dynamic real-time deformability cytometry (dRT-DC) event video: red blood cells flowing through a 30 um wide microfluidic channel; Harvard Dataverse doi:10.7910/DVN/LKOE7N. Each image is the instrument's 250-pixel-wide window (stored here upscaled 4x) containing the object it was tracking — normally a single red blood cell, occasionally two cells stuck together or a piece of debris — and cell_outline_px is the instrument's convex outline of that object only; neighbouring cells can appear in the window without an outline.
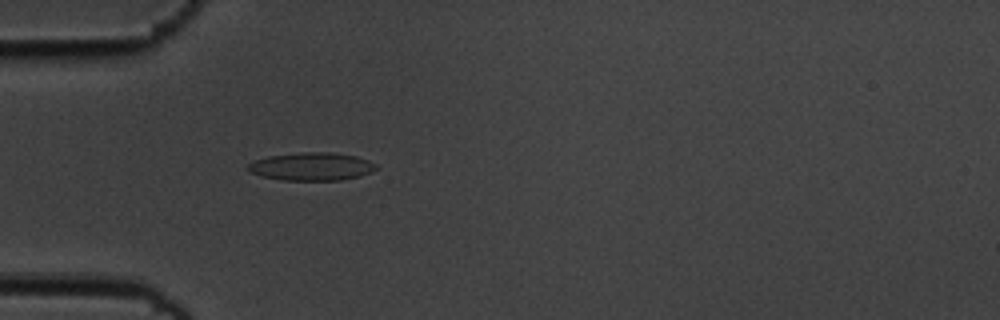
{"species": "common noctule bat (a hibernating species)", "species_latin": "Nyctalus noctula", "temperature_condition": "cold", "stored_images_in_passage": 55, "camera_frame_rate_fps": 3000, "um_per_image_px": 0.085, "animal": {"sex": "male", "body_mass_g": 19.5, "forearm_length_mm": 54.6}, "frame": {"image": 1, "passage_image": 16, "time_ms": 5.0, "image_size_px": [1000, 320], "cell_outline_px": [[376, 168], [372, 172], [360, 176], [340, 180], [284, 180], [264, 176], [252, 172], [248, 168], [248, 164], [256, 160], [268, 156], [304, 152], [332, 152], [356, 156], [368, 160], [376, 164]], "centroid_in_image_um": [26.54, 14.15], "position_along_channel_um": 58.5, "area_um2": 20.63}}
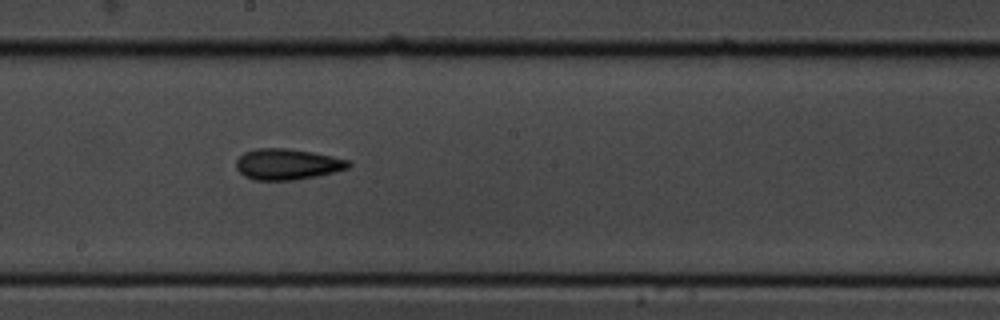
{"frame": {"image": 2, "passage_image": 30, "time_ms": 9.667, "image_size_px": [1000, 320], "cell_outline_px": [[352, 164], [348, 168], [316, 176], [296, 180], [256, 180], [244, 176], [236, 168], [236, 160], [244, 152], [256, 148], [288, 148], [312, 152], [332, 156], [348, 160]], "centroid_in_image_um": [24.4, 13.95], "position_along_channel_um": 223.8, "area_um2": 20.23}}
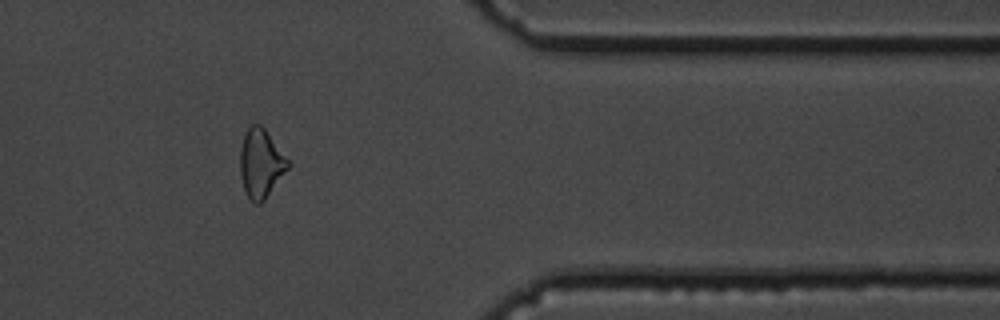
{"frame": {"image": 3, "passage_image": 45, "time_ms": 14.667, "image_size_px": [1000, 320], "cell_outline_px": [[292, 164], [264, 200], [260, 204], [256, 204], [248, 196], [244, 188], [240, 176], [240, 148], [244, 136], [248, 128], [252, 124], [260, 124], [264, 128]], "centroid_in_image_um": [22.18, 13.89], "position_along_channel_um": 389.2, "area_um2": 19.02}, "authors_computed_cell_mechanics": {"area_um2": 19.8832, "velocity_mm_per_s": 3.6409, "shape_relaxation_time_tau1_ms": 8.2199, "shape_relaxation_time_tau2_ms": 3.059, "deformation_change_tau1": 0.1499, "deformation_change_tau2": 0.1127}}